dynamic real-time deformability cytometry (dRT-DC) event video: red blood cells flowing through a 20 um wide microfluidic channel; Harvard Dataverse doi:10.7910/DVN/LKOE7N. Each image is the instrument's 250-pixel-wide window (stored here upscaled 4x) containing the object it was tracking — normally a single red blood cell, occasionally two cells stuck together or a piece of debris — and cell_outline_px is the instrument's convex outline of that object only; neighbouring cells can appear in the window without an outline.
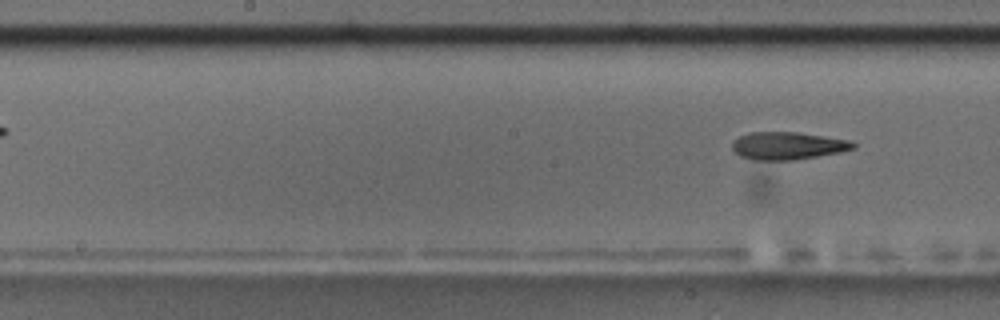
{"species": "common noctule bat (a hibernating species)", "species_latin": "Nyctalus noctula", "temperature_condition": "room temperature", "stored_images_in_passage": 11, "camera_frame_rate_fps": 3000, "um_per_image_px": 0.085, "animal": {"sex": "male", "body_mass_g": 17.5, "forearm_length_mm": 52.3}, "frame": {"image": 1, "passage_image": 11, "time_ms": 12.0, "image_size_px": [1000, 320], "cell_outline_px": [[856, 148], [840, 152], [796, 160], [756, 160], [740, 156], [732, 148], [732, 140], [748, 132], [796, 132], [852, 140], [856, 144]], "centroid_in_image_um": [66.97, 12.38], "position_along_channel_um": 181.2, "area_um2": 19.59}}